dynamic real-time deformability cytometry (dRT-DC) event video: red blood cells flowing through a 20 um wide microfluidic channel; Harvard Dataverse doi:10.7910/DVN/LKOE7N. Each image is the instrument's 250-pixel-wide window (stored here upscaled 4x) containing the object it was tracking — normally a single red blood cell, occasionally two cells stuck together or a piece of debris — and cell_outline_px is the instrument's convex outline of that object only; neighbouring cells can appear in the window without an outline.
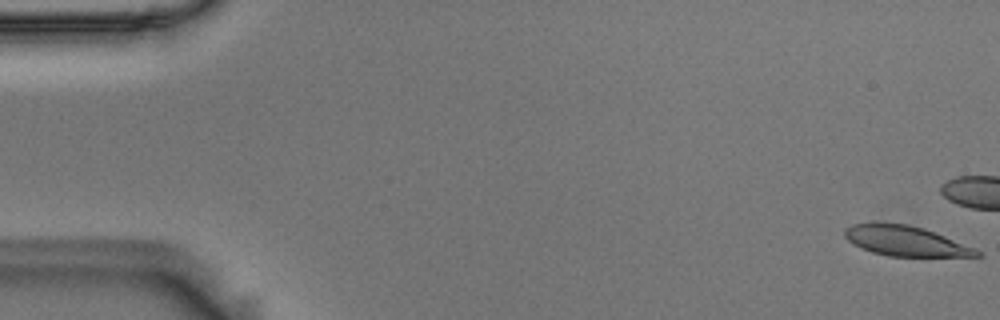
{"species": "Egyptian fruit bat (a non-hibernating species)", "species_latin": "Rousettus aegyptiacus", "temperature_condition": "room temperature", "stored_images_in_passage": 17, "camera_frame_rate_fps": 3000, "um_per_image_px": 0.085, "animal": {"sex": "male"}, "frame": {"image": 1, "passage_image": 1, "time_ms": 0.0, "image_size_px": [1000, 320], "cell_outline_px": [[984, 256], [888, 256], [872, 252], [860, 248], [848, 240], [844, 236], [844, 228], [852, 224], [872, 220], [876, 220], [908, 224], [924, 228], [976, 248], [984, 252]], "centroid_in_image_um": [76.93, 20.44], "position_along_channel_um": 8.1, "area_um2": 23.81}}